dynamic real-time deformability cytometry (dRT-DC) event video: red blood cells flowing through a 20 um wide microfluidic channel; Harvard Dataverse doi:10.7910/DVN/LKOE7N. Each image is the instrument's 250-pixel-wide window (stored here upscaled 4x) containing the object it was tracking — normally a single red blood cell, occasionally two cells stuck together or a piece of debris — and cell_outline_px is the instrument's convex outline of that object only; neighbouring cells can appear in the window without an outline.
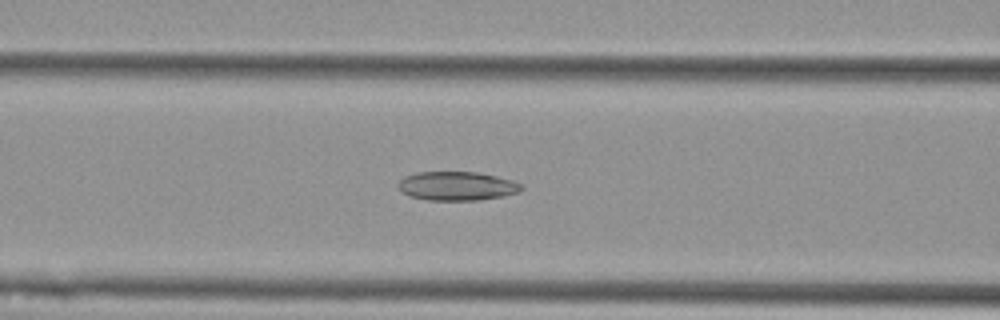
{"species": "Egyptian fruit bat (a non-hibernating species)", "species_latin": "Rousettus aegyptiacus", "temperature_condition": "cold", "stored_images_in_passage": 52, "camera_frame_rate_fps": 3000, "um_per_image_px": 0.085, "animal": {"sex": "female"}, "frame": {"image": 1, "passage_image": 22, "time_ms": 7.0, "image_size_px": [1000, 320], "cell_outline_px": [[524, 188], [520, 192], [504, 196], [480, 200], [428, 200], [408, 196], [400, 192], [396, 184], [404, 176], [416, 172], [476, 172], [496, 176], [512, 180], [524, 184]], "centroid_in_image_um": [38.83, 15.81], "position_along_channel_um": 127.8, "area_um2": 21.1}}
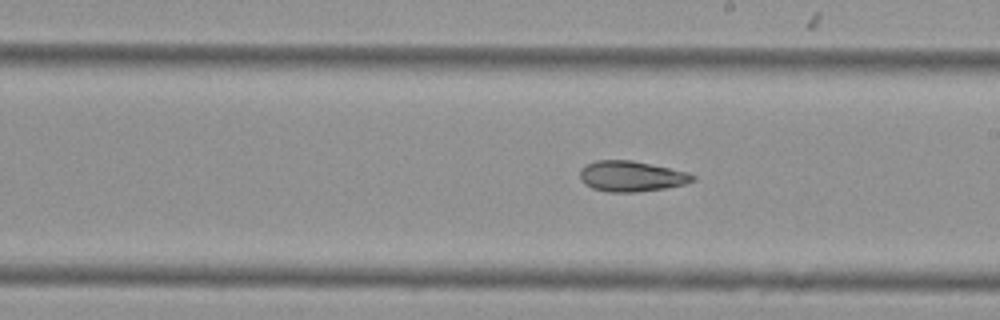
{"frame": {"image": 2, "passage_image": 31, "time_ms": 10.0, "image_size_px": [1000, 320], "cell_outline_px": [[696, 180], [684, 184], [664, 188], [636, 192], [608, 192], [592, 188], [584, 184], [580, 180], [580, 168], [584, 164], [596, 160], [632, 160], [688, 172], [696, 176]], "centroid_in_image_um": [53.63, 14.97], "position_along_channel_um": 235.4, "area_um2": 20.23}}
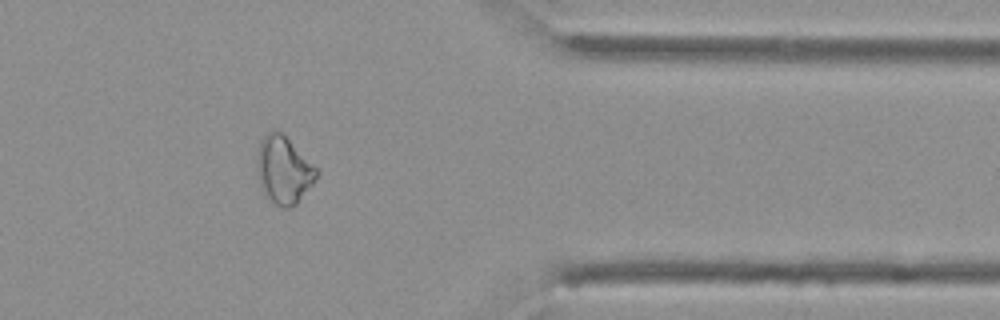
{"frame": {"image": 3, "passage_image": 45, "time_ms": 14.667, "image_size_px": [1000, 320], "cell_outline_px": [[320, 172], [316, 180], [296, 204], [288, 208], [284, 208], [268, 200], [264, 196], [260, 188], [256, 172], [256, 160], [260, 140], [272, 128], [280, 132]], "centroid_in_image_um": [24.06, 14.48], "position_along_channel_um": 387.3, "area_um2": 23.41}, "authors_computed_cell_mechanics": {"area_um2": 22.6865, "velocity_mm_per_s": 3.5981, "shape_relaxation_time_tau1_ms": null, "shape_relaxation_time_tau2_ms": 6.7867, "deformation_change_tau1": null, "deformation_change_tau2": 0.1407}}